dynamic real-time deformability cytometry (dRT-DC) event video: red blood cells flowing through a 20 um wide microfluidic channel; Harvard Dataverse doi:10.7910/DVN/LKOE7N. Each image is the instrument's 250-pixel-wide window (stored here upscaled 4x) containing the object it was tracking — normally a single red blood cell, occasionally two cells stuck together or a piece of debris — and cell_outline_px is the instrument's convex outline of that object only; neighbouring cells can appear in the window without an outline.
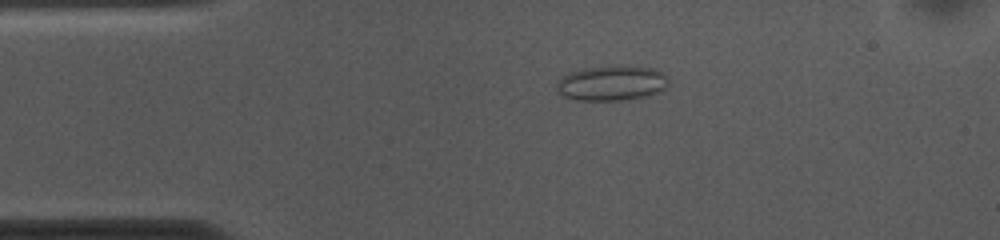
{"species": "common noctule bat (a hibernating species)", "species_latin": "Nyctalus noctula", "temperature_condition": "cold", "stored_images_in_passage": 45, "camera_frame_rate_fps": 3000, "um_per_image_px": 0.085, "animal": {"sex": "female", "body_mass_g": 10.0, "forearm_length_mm": 53.1}, "frame": {"image": 1, "passage_image": 1, "time_ms": 0.0, "image_size_px": [1000, 240], "cell_outline_px": [[668, 84], [664, 88], [656, 92], [644, 96], [620, 100], [576, 100], [564, 96], [556, 92], [556, 84], [560, 76], [568, 72], [580, 68], [620, 64], [628, 64], [656, 68], [664, 72], [668, 80]], "centroid_in_image_um": [51.95, 7.01], "position_along_channel_um": 33.0, "area_um2": 23.52}}
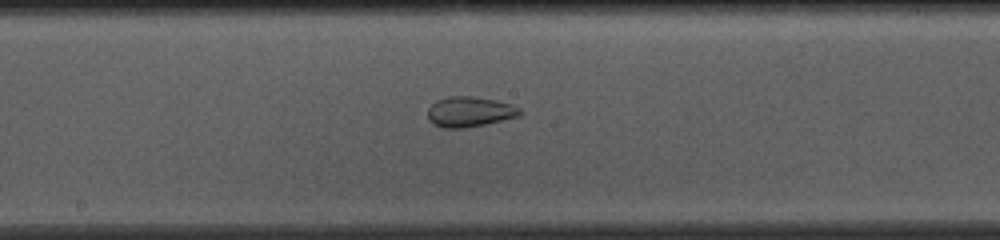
{"frame": {"image": 2, "passage_image": 18, "time_ms": 5.667, "image_size_px": [1000, 240], "cell_outline_px": [[520, 116], [484, 124], [464, 128], [444, 128], [432, 124], [428, 120], [428, 108], [436, 100], [448, 96], [472, 96], [496, 100], [520, 108]], "centroid_in_image_um": [39.87, 9.5], "position_along_channel_um": 208.3, "area_um2": 16.18}}
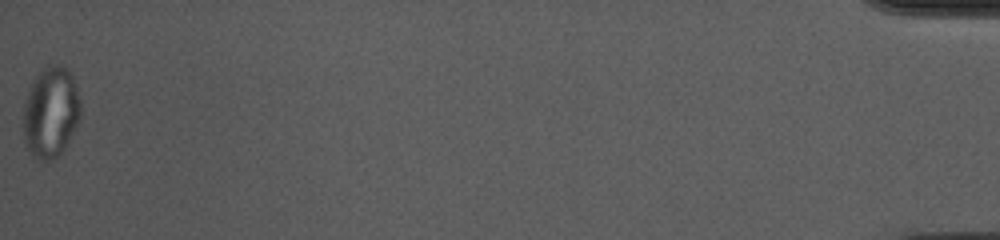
{"frame": {"image": 3, "passage_image": 45, "time_ms": 14.667, "image_size_px": [1000, 240], "cell_outline_px": [[80, 120], [60, 156], [52, 160], [32, 160], [24, 144], [20, 128], [24, 104], [28, 92], [36, 76], [48, 64], [64, 64], [72, 76], [80, 100]], "centroid_in_image_um": [4.27, 9.61], "position_along_channel_um": 430.9, "area_um2": 31.27}, "authors_computed_cell_mechanics": {"area_um2": 19.941, "velocity_mm_per_s": 3.6303, "shape_relaxation_time_tau1_ms": null, "shape_relaxation_time_tau2_ms": 1.2032, "deformation_change_tau1": null, "deformation_change_tau2": 0.0618}}